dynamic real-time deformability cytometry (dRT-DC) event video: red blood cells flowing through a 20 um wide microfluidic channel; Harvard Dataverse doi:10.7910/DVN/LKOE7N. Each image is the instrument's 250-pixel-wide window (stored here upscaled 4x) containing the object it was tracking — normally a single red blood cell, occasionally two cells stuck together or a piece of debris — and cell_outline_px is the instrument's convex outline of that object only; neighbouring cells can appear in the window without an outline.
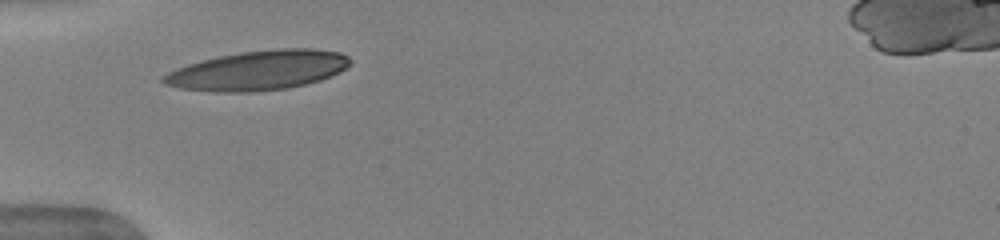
{"species": "human", "species_latin": "Homo sapiens", "temperature_condition": "warm", "stored_images_in_passage": 28, "camera_frame_rate_fps": 3000, "um_per_image_px": 0.085, "donor": {"sex": "female"}, "frame": {"image": 1, "passage_image": 1, "time_ms": 0.0, "image_size_px": [1000, 240], "cell_outline_px": [[352, 64], [340, 72], [332, 76], [320, 80], [288, 88], [252, 92], [216, 92], [180, 88], [164, 84], [160, 80], [168, 72], [176, 68], [188, 64], [220, 56], [240, 52], [276, 48], [312, 48], [340, 52], [348, 56], [352, 60]], "centroid_in_image_um": [21.99, 5.98], "position_along_channel_um": 63.0, "area_um2": 43.18}}
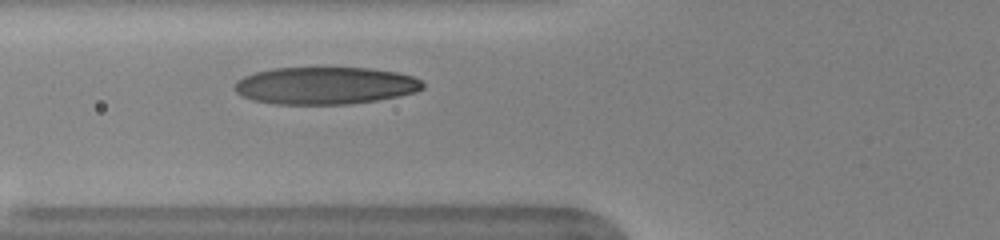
{"frame": {"image": 2, "passage_image": 4, "time_ms": 1.0, "image_size_px": [1000, 240], "cell_outline_px": [[424, 88], [416, 92], [400, 96], [376, 100], [348, 104], [276, 104], [252, 100], [240, 96], [232, 88], [232, 84], [236, 80], [244, 76], [256, 72], [272, 68], [368, 68], [396, 72], [412, 76], [420, 80], [424, 84]], "centroid_in_image_um": [27.6, 7.28], "position_along_channel_um": 98.2, "area_um2": 41.15}}
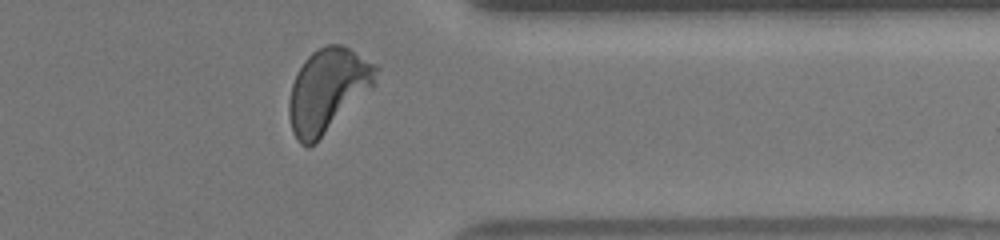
{"frame": {"image": 3, "passage_image": 26, "time_ms": 8.333, "image_size_px": [1000, 240], "cell_outline_px": [[380, 68], [376, 84], [316, 144], [308, 148], [300, 144], [296, 140], [292, 132], [288, 116], [288, 100], [292, 84], [304, 60], [312, 52], [328, 44], [340, 44], [348, 48], [376, 64]], "centroid_in_image_um": [27.85, 7.72], "position_along_channel_um": 383.5, "area_um2": 42.71}, "authors_computed_cell_mechanics": {"area_um2": 40.8357, "velocity_mm_per_s": 3.9515, "shape_relaxation_time_tau1_ms": 3.0018, "shape_relaxation_time_tau2_ms": 0.7274, "deformation_change_tau1": 0.1731, "deformation_change_tau2": 0.0734}}